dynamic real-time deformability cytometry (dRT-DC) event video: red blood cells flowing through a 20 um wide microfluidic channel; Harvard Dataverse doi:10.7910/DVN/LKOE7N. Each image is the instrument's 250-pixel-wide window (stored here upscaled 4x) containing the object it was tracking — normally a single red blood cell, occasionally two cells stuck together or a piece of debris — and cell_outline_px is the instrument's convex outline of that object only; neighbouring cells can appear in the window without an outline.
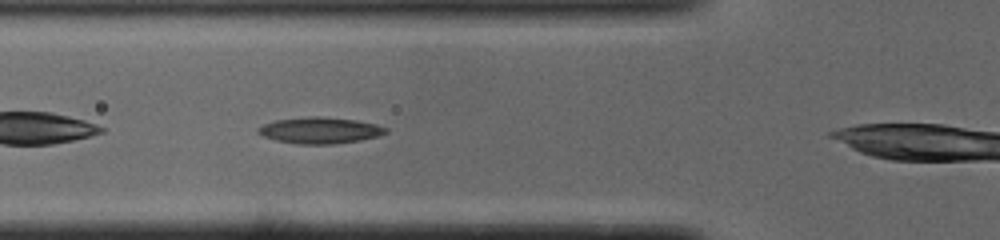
{"species": "common noctule bat (a hibernating species)", "species_latin": "Nyctalus noctula", "temperature_condition": "cold", "stored_images_in_passage": 31, "camera_frame_rate_fps": 3000, "um_per_image_px": 0.085, "animal": {"sex": "male", "body_mass_g": 19.0, "forearm_length_mm": 50.8}, "frame": {"image": 1, "passage_image": 5, "time_ms": 1.333, "image_size_px": [1000, 240], "cell_outline_px": [[388, 132], [380, 136], [360, 140], [332, 144], [296, 144], [276, 140], [264, 136], [256, 132], [264, 124], [276, 120], [308, 116], [316, 116], [356, 120], [376, 124], [388, 128]], "centroid_in_image_um": [27.23, 11.08], "position_along_channel_um": 98.6, "area_um2": 19.48}}
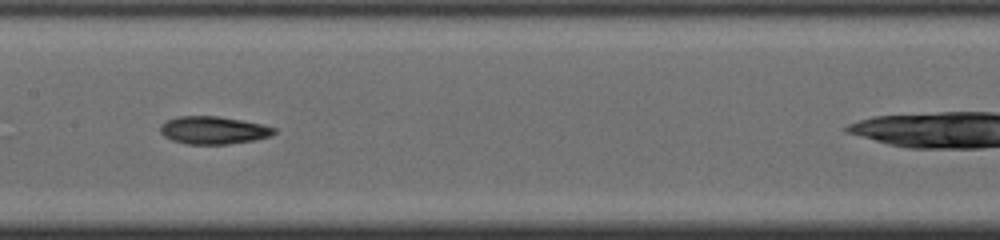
{"frame": {"image": 2, "passage_image": 12, "time_ms": 3.667, "image_size_px": [1000, 240], "cell_outline_px": [[276, 132], [268, 136], [252, 140], [228, 144], [188, 144], [172, 140], [164, 136], [160, 132], [160, 128], [168, 120], [176, 116], [216, 116], [240, 120], [260, 124], [276, 128]], "centroid_in_image_um": [18.11, 11.07], "position_along_channel_um": 189.3, "area_um2": 18.03}}
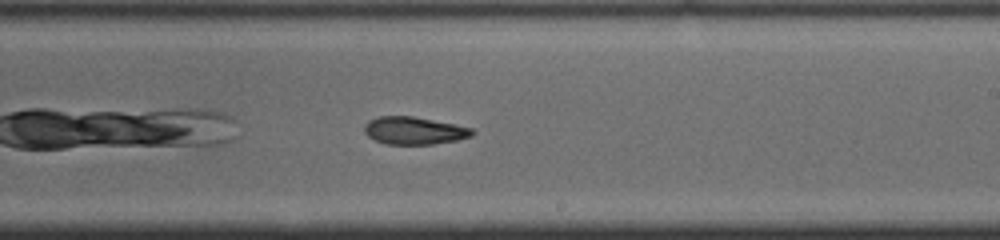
{"frame": {"image": 3, "passage_image": 17, "time_ms": 5.333, "image_size_px": [1000, 240], "cell_outline_px": [[476, 132], [472, 136], [456, 140], [432, 144], [384, 144], [368, 136], [364, 132], [364, 124], [368, 120], [380, 116], [412, 116], [472, 128]], "centroid_in_image_um": [35.17, 11.1], "position_along_channel_um": 253.8, "area_um2": 17.22}, "authors_computed_cell_mechanics": {"area_um2": 18.2648, "velocity_mm_per_s": 3.8882, "shape_relaxation_time_tau1_ms": null, "shape_relaxation_time_tau2_ms": 4.1917, "deformation_change_tau1": null, "deformation_change_tau2": 0.1136}}